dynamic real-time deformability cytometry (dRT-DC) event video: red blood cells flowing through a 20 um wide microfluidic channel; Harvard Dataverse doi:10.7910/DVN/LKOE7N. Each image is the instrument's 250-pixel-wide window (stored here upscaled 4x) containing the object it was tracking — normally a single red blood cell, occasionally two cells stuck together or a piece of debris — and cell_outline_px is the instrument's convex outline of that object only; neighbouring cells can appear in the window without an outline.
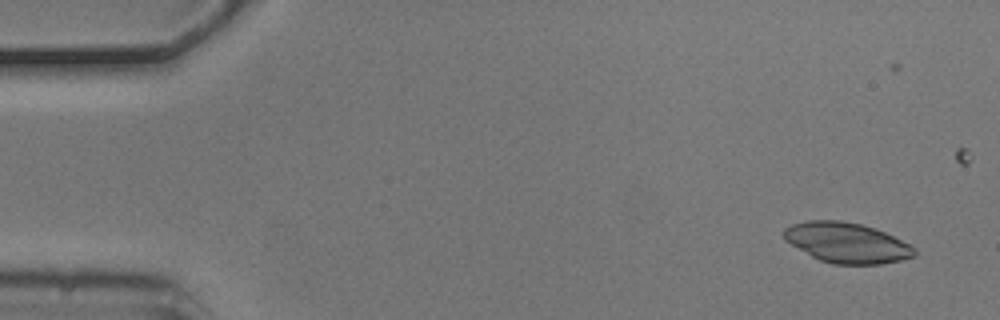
{"species": "common noctule bat (a hibernating species)", "species_latin": "Nyctalus noctula", "temperature_condition": "cold", "stored_images_in_passage": 4, "camera_frame_rate_fps": 3000, "um_per_image_px": 0.085, "animal": {"sex": "male", "body_mass_g": 20.5, "forearm_length_mm": 52.5}, "frame": {"image": 1, "passage_image": 2, "time_ms": 0.333, "image_size_px": [1000, 320], "cell_outline_px": [[916, 252], [912, 256], [900, 260], [880, 264], [832, 264], [820, 260], [812, 256], [784, 240], [784, 228], [792, 224], [808, 220], [840, 220], [860, 224], [876, 228], [912, 244], [916, 248]], "centroid_in_image_um": [71.99, 20.62], "position_along_channel_um": 13.0, "area_um2": 30.63}}